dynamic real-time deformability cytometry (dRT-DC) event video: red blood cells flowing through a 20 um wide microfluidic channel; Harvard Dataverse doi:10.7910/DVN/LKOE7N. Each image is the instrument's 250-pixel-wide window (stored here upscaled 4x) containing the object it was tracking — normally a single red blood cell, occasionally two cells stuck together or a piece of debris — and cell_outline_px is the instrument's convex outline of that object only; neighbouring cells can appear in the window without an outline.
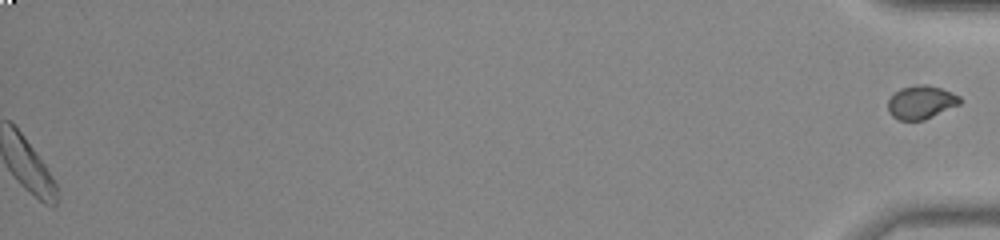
{"species": "common noctule bat (a hibernating species)", "species_latin": "Nyctalus noctula", "temperature_condition": "room temperature", "stored_images_in_passage": 49, "segment_of_instrument_passage": [2, 2], "camera_frame_rate_fps": 3000, "um_per_image_px": 0.085, "animal": {"sex": "male", "body_mass_g": 20.0, "forearm_length_mm": 53.3}, "frame": {"image": 1, "passage_image": 49, "time_ms": 16.0, "image_size_px": [1000, 240], "cell_outline_px": [[960, 104], [924, 120], [900, 120], [892, 116], [888, 112], [888, 100], [900, 88], [916, 84], [924, 84], [940, 88], [960, 96]], "centroid_in_image_um": [78.27, 8.69], "position_along_channel_um": 356.9, "area_um2": 13.87}}